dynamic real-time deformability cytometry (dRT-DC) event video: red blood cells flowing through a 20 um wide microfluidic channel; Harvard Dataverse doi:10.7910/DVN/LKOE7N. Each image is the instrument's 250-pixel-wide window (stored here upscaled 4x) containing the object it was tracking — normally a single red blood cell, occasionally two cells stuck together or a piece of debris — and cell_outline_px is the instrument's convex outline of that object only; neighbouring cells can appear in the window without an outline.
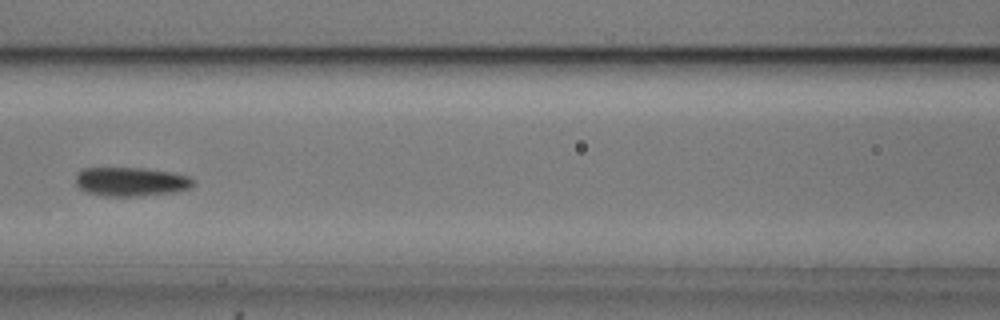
{"species": "common noctule bat (a hibernating species)", "species_latin": "Nyctalus noctula", "temperature_condition": "cold", "stored_images_in_passage": 7, "camera_frame_rate_fps": 3000, "um_per_image_px": 0.085, "animal": {"sex": "male", "body_mass_g": 20.5, "forearm_length_mm": 52.5}, "frame": {"image": 1, "passage_image": 7, "time_ms": 2.0, "image_size_px": [1000, 320], "cell_outline_px": [[196, 184], [188, 188], [176, 192], [140, 196], [104, 196], [84, 192], [76, 184], [76, 176], [84, 168], [144, 168], [172, 172], [188, 176], [196, 180]], "centroid_in_image_um": [11.16, 15.45], "position_along_channel_um": 155.4, "area_um2": 20.0}}